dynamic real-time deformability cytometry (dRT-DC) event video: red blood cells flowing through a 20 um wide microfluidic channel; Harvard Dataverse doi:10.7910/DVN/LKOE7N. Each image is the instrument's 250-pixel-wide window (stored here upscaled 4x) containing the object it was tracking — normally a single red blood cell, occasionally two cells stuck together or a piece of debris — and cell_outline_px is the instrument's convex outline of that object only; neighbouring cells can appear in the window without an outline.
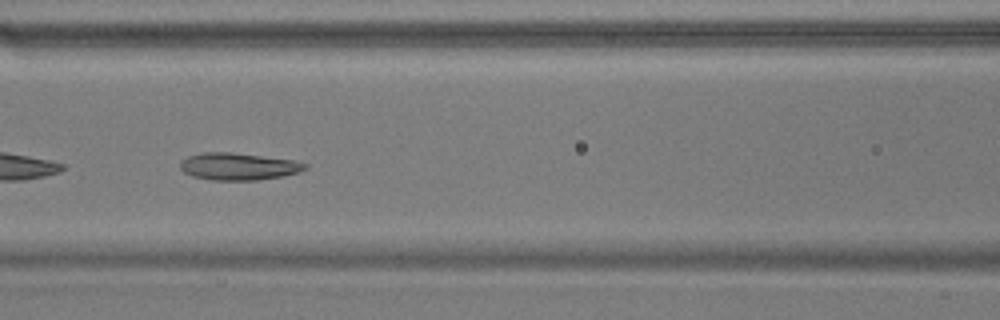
{"species": "common noctule bat (a hibernating species)", "species_latin": "Nyctalus noctula", "temperature_condition": "warm", "stored_images_in_passage": 33, "camera_frame_rate_fps": 3000, "um_per_image_px": 0.085, "animal": {"sex": "male", "body_mass_g": 17.9}, "frame": {"image": 1, "passage_image": 14, "time_ms": 4.333, "image_size_px": [1000, 320], "cell_outline_px": [[308, 168], [300, 172], [280, 176], [256, 180], [212, 180], [192, 176], [184, 172], [180, 168], [180, 160], [188, 156], [204, 152], [232, 152], [292, 160], [308, 164]], "centroid_in_image_um": [20.24, 14.14], "position_along_channel_um": 146.4, "area_um2": 19.71}}
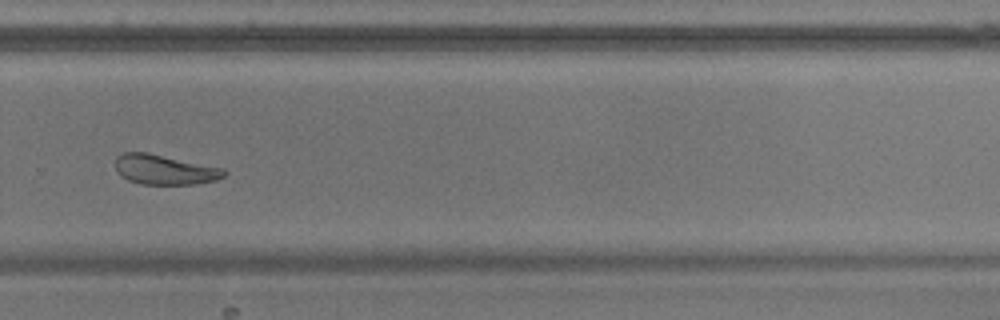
{"frame": {"image": 2, "passage_image": 28, "time_ms": 9.0, "image_size_px": [1000, 320], "cell_outline_px": [[228, 172], [224, 176], [216, 180], [196, 184], [140, 184], [128, 180], [120, 176], [116, 168], [116, 156], [124, 152], [148, 152], [224, 168]], "centroid_in_image_um": [14.0, 14.41], "position_along_channel_um": 315.8, "area_um2": 19.07}}
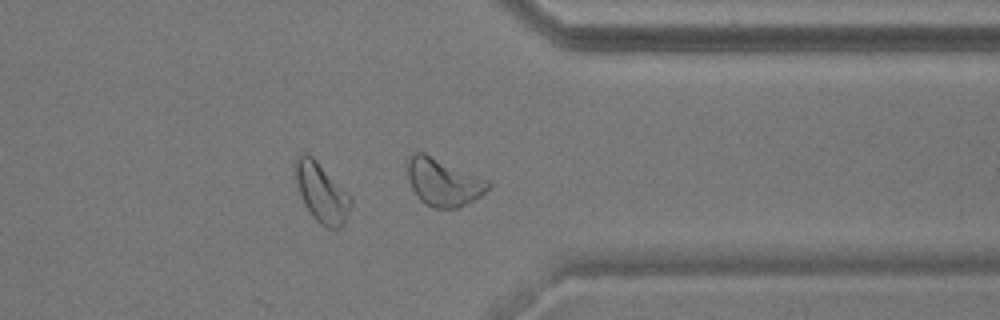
{"frame": {"image": 3, "passage_image": 33, "time_ms": 10.667, "image_size_px": [1000, 320], "cell_outline_px": [[492, 184], [480, 196], [456, 208], [436, 208], [420, 200], [412, 188], [408, 180], [408, 160], [412, 152], [424, 152], [488, 180]], "centroid_in_image_um": [37.67, 15.46], "position_along_channel_um": 373.7, "area_um2": 21.96}, "authors_computed_cell_mechanics": {"area_um2": 19.8254, "velocity_mm_per_s": 3.6389, "shape_relaxation_time_tau1_ms": 6.5826, "shape_relaxation_time_tau2_ms": 1.8619, "deformation_change_tau1": 0.1405, "deformation_change_tau2": 0.0879}}